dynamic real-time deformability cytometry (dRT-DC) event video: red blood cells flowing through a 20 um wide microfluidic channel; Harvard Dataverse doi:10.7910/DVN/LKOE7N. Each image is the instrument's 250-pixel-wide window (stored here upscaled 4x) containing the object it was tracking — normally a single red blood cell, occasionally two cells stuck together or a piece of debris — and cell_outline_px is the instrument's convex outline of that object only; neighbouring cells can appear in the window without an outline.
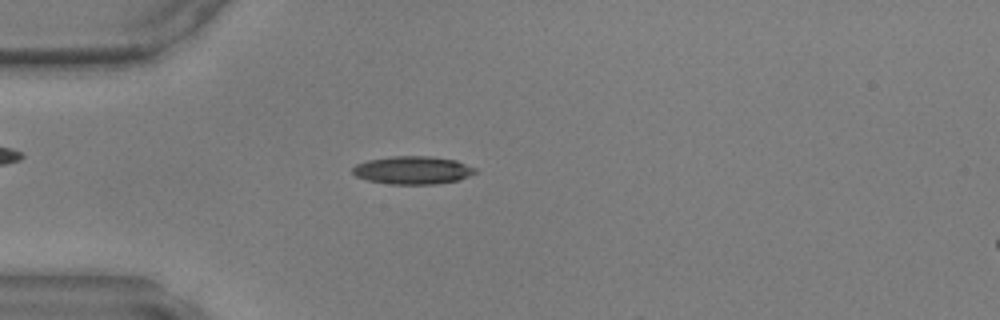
{"species": "common noctule bat (a hibernating species)", "species_latin": "Nyctalus noctula", "temperature_condition": "warm", "stored_images_in_passage": 47, "camera_frame_rate_fps": 3000, "um_per_image_px": 0.085, "animal": {"sex": "male", "body_mass_g": 17.9, "forearm_length_mm": 54.2}, "frame": {"image": 1, "passage_image": 13, "time_ms": 4.0, "image_size_px": [1000, 320], "cell_outline_px": [[476, 172], [460, 180], [436, 184], [392, 184], [368, 180], [356, 176], [352, 172], [352, 168], [356, 164], [368, 160], [392, 156], [432, 156], [456, 160], [476, 168]], "centroid_in_image_um": [35.1, 14.46], "position_along_channel_um": 49.9, "area_um2": 20.0}}
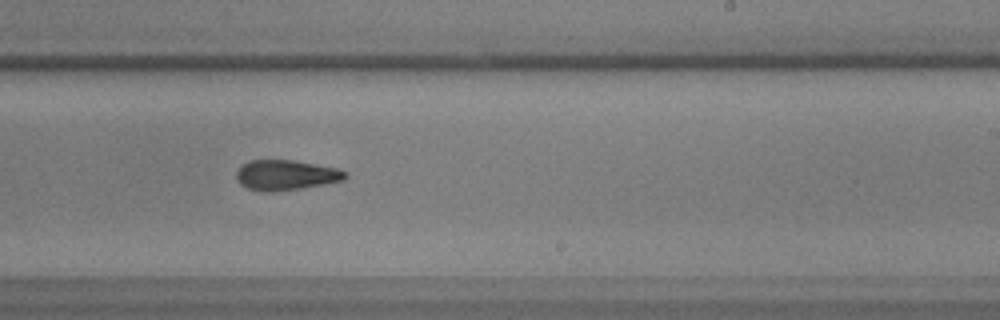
{"frame": {"image": 2, "passage_image": 29, "time_ms": 9.333, "image_size_px": [1000, 320], "cell_outline_px": [[348, 176], [344, 180], [324, 184], [300, 188], [248, 188], [240, 184], [236, 180], [236, 172], [248, 160], [292, 160], [336, 168], [348, 172]], "centroid_in_image_um": [24.35, 14.83], "position_along_channel_um": 264.6, "area_um2": 18.21}}
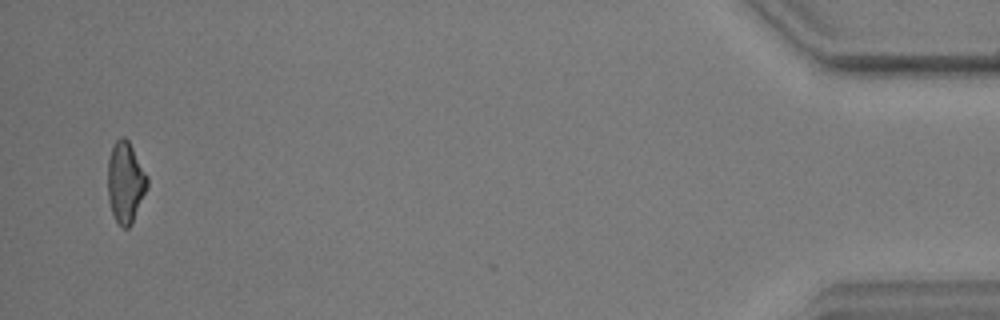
{"frame": {"image": 3, "passage_image": 46, "time_ms": 15.0, "image_size_px": [1000, 320], "cell_outline_px": [[148, 188], [132, 224], [128, 228], [124, 228], [116, 220], [112, 212], [108, 200], [108, 160], [112, 144], [120, 136], [124, 136], [128, 140], [148, 176]], "centroid_in_image_um": [10.67, 15.48], "position_along_channel_um": 424.5, "area_um2": 18.84}}